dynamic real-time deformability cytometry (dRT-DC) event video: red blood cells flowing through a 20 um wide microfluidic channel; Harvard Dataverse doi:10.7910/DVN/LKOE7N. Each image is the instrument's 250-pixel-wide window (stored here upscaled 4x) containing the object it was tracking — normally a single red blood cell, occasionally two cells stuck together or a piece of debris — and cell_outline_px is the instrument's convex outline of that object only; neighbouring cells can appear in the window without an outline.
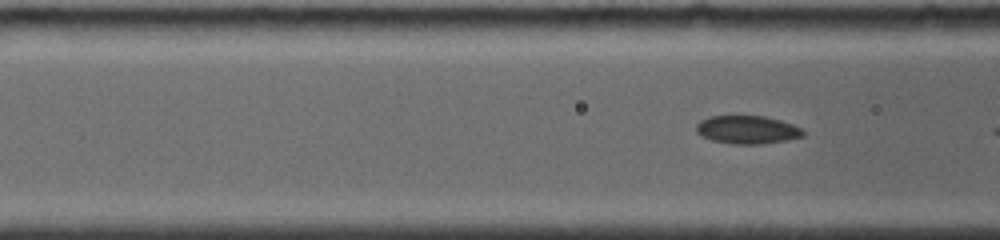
{"species": "common noctule bat (a hibernating species)", "species_latin": "Nyctalus noctula", "temperature_condition": "room temperature", "stored_images_in_passage": 7, "segment_of_instrument_passage": [2, 2], "camera_frame_rate_fps": 4000, "um_per_image_px": 0.085, "animal": {"sex": "female", "body_mass_g": 19.0, "forearm_length_mm": 56.7}, "frame": {"image": 1, "passage_image": 7, "time_ms": 5.25, "image_size_px": [1000, 240], "cell_outline_px": [[804, 136], [788, 140], [760, 144], [732, 144], [712, 140], [696, 132], [696, 124], [700, 120], [708, 116], [764, 116], [780, 120], [792, 124], [800, 128], [804, 132]], "centroid_in_image_um": [63.51, 11.02], "position_along_channel_um": 103.1, "area_um2": 17.51}}